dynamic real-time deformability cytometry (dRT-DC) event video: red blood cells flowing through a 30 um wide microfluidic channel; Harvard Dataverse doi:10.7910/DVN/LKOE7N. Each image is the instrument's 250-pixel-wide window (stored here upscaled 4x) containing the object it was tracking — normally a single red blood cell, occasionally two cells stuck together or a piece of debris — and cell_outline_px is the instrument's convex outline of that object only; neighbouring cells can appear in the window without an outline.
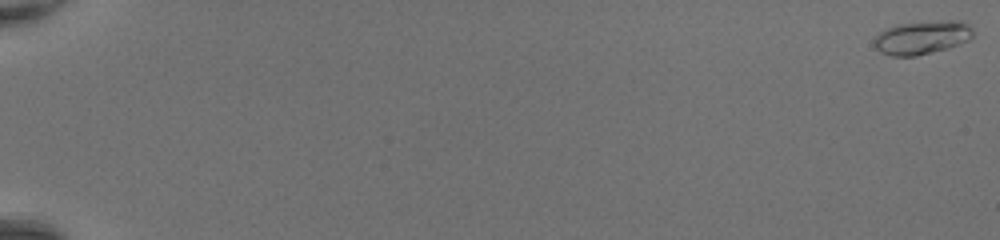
{"species": "common noctule bat (a hibernating species)", "species_latin": "Nyctalus noctula", "temperature_condition": "room temperature", "stored_images_in_passage": 51, "camera_frame_rate_fps": 3000, "um_per_image_px": 0.085, "animal": {"sex": "female", "body_mass_g": 20.0, "forearm_length_mm": 54.0}, "frame": {"image": 1, "passage_image": 1, "time_ms": 0.0, "image_size_px": [1000, 240], "cell_outline_px": [[972, 36], [968, 40], [948, 48], [916, 56], [892, 56], [876, 48], [872, 40], [884, 28], [896, 24], [948, 20], [964, 20], [972, 28]], "centroid_in_image_um": [78.37, 3.17], "position_along_channel_um": 6.6, "area_um2": 19.31}}
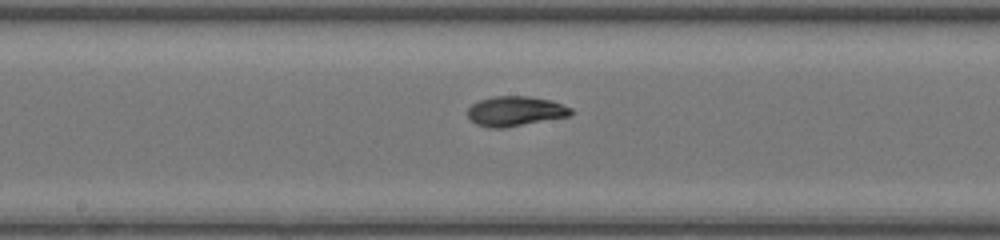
{"frame": {"image": 2, "passage_image": 30, "time_ms": 9.667, "image_size_px": [1000, 240], "cell_outline_px": [[572, 112], [568, 116], [504, 128], [488, 128], [476, 124], [468, 116], [468, 108], [472, 104], [480, 100], [492, 96], [528, 96], [552, 100], [572, 108]], "centroid_in_image_um": [43.79, 9.44], "position_along_channel_um": 204.4, "area_um2": 17.92}}
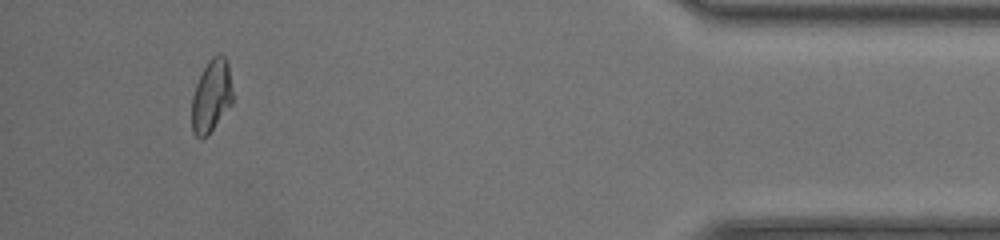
{"frame": {"image": 3, "passage_image": 48, "time_ms": 15.667, "image_size_px": [1000, 240], "cell_outline_px": [[232, 104], [212, 128], [200, 140], [192, 132], [192, 96], [196, 84], [208, 60], [212, 56], [220, 52], [224, 56], [228, 64], [232, 92]], "centroid_in_image_um": [17.96, 8.12], "position_along_channel_um": 417.2, "area_um2": 17.05}, "authors_computed_cell_mechanics": {"area_um2": 17.3978, "velocity_mm_per_s": 4.4041, "shape_relaxation_time_tau1_ms": 3.0953, "shape_relaxation_time_tau2_ms": 2.0337, "deformation_change_tau1": 0.1622, "deformation_change_tau2": 0.0748}}